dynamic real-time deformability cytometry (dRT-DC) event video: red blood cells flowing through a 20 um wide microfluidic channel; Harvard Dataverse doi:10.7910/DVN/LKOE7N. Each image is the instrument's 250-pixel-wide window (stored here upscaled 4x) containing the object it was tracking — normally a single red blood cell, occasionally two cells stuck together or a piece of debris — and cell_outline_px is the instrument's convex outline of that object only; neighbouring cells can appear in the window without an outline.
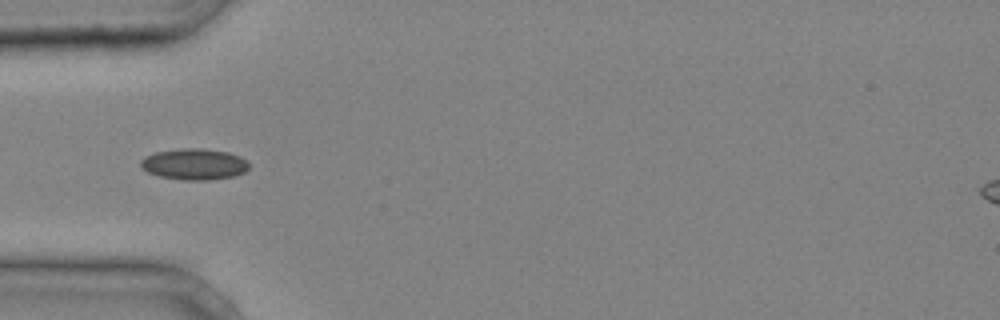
{"species": "common noctule bat (a hibernating species)", "species_latin": "Nyctalus noctula", "temperature_condition": "cold", "stored_images_in_passage": 39, "camera_frame_rate_fps": 3000, "um_per_image_px": 0.085, "animal": {"sex": "male", "body_mass_g": 20.4}, "frame": {"image": 1, "passage_image": 12, "time_ms": 3.667, "image_size_px": [1000, 320], "cell_outline_px": [[248, 168], [244, 172], [232, 176], [208, 180], [184, 180], [160, 176], [148, 172], [140, 164], [140, 160], [144, 156], [156, 152], [180, 148], [200, 148], [228, 152], [240, 156], [248, 160]], "centroid_in_image_um": [16.51, 13.94], "position_along_channel_um": 68.5, "area_um2": 19.59}}